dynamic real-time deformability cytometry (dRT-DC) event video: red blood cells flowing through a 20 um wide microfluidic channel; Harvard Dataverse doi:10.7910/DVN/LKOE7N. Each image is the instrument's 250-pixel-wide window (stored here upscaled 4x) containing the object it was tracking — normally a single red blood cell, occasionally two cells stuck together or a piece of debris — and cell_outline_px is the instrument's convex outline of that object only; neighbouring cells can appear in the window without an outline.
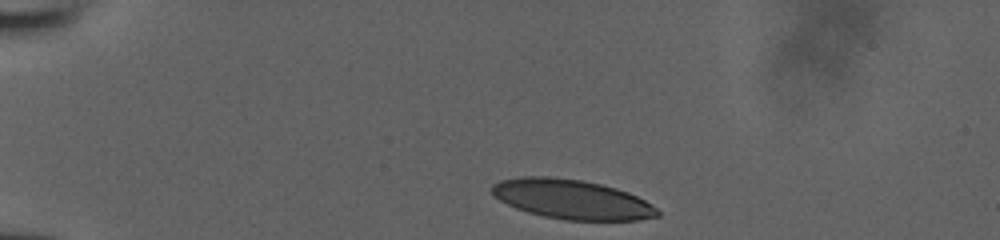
{"species": "human", "species_latin": "Homo sapiens", "temperature_condition": "room temperature", "stored_images_in_passage": 34, "camera_frame_rate_fps": 3000, "um_per_image_px": 0.085, "donor": {"sex": "male"}, "frame": {"image": 1, "passage_image": 1, "time_ms": 0.0, "image_size_px": [1000, 240], "cell_outline_px": [[660, 216], [640, 220], [564, 220], [544, 216], [528, 212], [516, 208], [500, 200], [492, 192], [492, 184], [500, 180], [524, 176], [548, 176], [580, 180], [600, 184], [616, 188], [628, 192], [652, 204], [660, 212]], "centroid_in_image_um": [48.62, 16.94], "position_along_channel_um": 36.4, "area_um2": 37.97}}
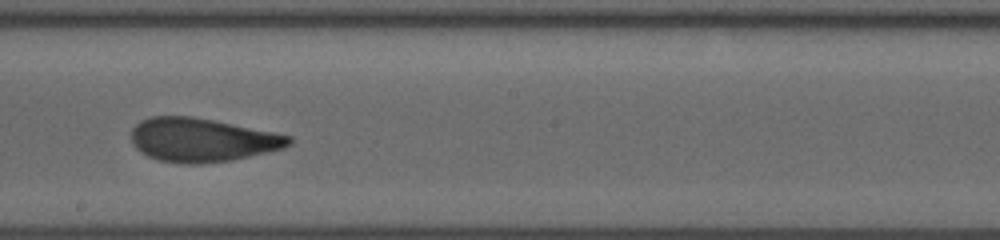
{"frame": {"image": 2, "passage_image": 20, "time_ms": 6.333, "image_size_px": [1000, 240], "cell_outline_px": [[292, 144], [284, 148], [268, 152], [232, 160], [200, 164], [188, 164], [156, 160], [140, 152], [132, 144], [132, 128], [140, 120], [152, 116], [192, 116], [276, 132], [292, 136]], "centroid_in_image_um": [17.18, 11.89], "position_along_channel_um": 231.0, "area_um2": 40.4}}
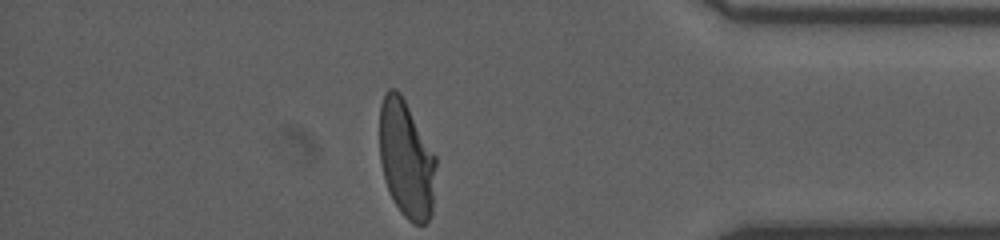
{"frame": {"image": 3, "passage_image": 34, "time_ms": 11.0, "image_size_px": [1000, 240], "cell_outline_px": [[436, 164], [432, 212], [428, 220], [424, 224], [412, 224], [400, 212], [392, 200], [388, 192], [384, 180], [380, 160], [380, 104], [384, 92], [388, 88], [396, 88], [400, 92], [436, 156]], "centroid_in_image_um": [34.52, 13.54], "position_along_channel_um": 400.7, "area_um2": 38.9}}